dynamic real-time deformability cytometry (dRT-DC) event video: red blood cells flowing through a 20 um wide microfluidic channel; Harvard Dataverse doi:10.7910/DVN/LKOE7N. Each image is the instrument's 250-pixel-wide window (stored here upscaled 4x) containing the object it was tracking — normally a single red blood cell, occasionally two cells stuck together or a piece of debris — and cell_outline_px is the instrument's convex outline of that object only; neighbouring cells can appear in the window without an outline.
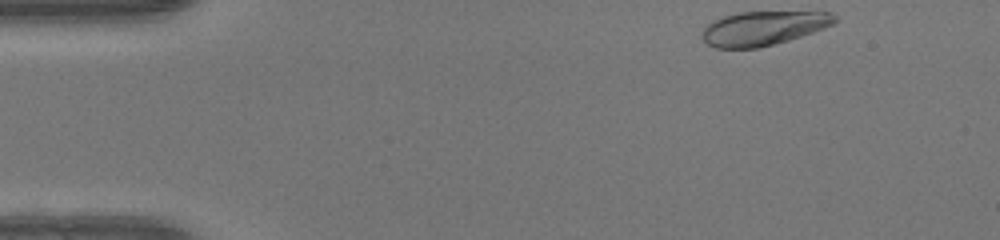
{"species": "human", "species_latin": "Homo sapiens", "temperature_condition": "warm", "stored_images_in_passage": 45, "camera_frame_rate_fps": 3000, "um_per_image_px": 0.085, "donor": {"sex": "female"}, "frame": {"image": 1, "passage_image": 1, "time_ms": 0.0, "image_size_px": [1000, 240], "cell_outline_px": [[836, 20], [832, 24], [824, 28], [788, 40], [760, 48], [716, 48], [708, 44], [700, 36], [700, 32], [712, 20], [720, 16], [736, 12], [832, 12], [836, 16]], "centroid_in_image_um": [64.81, 2.39], "position_along_channel_um": 20.2, "area_um2": 26.47}}
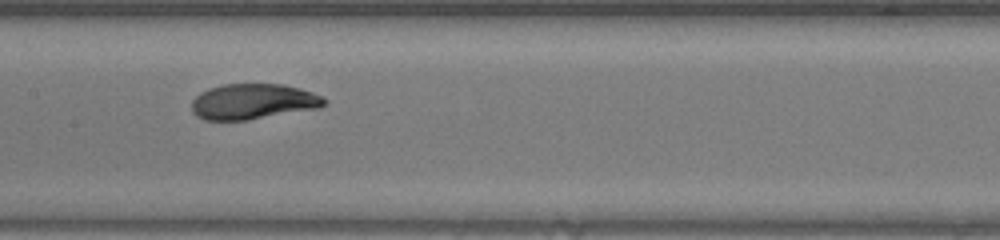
{"frame": {"image": 2, "passage_image": 20, "time_ms": 6.333, "image_size_px": [1000, 240], "cell_outline_px": [[328, 104], [320, 108], [248, 120], [204, 120], [196, 116], [192, 112], [192, 100], [200, 92], [208, 88], [224, 84], [284, 84], [300, 88], [312, 92], [328, 100]], "centroid_in_image_um": [21.53, 8.63], "position_along_channel_um": 185.9, "area_um2": 27.74}}
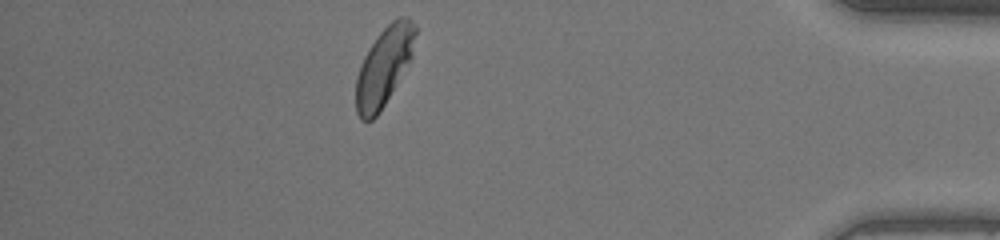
{"frame": {"image": 3, "passage_image": 39, "time_ms": 12.667, "image_size_px": [1000, 240], "cell_outline_px": [[416, 32], [412, 56], [380, 112], [372, 120], [360, 120], [356, 112], [356, 76], [360, 64], [364, 56], [380, 32], [396, 16], [408, 16], [412, 20], [416, 28]], "centroid_in_image_um": [32.63, 5.64], "position_along_channel_um": 402.6, "area_um2": 26.93}, "authors_computed_cell_mechanics": {"area_um2": 27.5706, "velocity_mm_per_s": 4.1481, "shape_relaxation_time_tau1_ms": 2.4396, "shape_relaxation_time_tau2_ms": 0.8311, "deformation_change_tau1": 0.1774, "deformation_change_tau2": 0.0461}}